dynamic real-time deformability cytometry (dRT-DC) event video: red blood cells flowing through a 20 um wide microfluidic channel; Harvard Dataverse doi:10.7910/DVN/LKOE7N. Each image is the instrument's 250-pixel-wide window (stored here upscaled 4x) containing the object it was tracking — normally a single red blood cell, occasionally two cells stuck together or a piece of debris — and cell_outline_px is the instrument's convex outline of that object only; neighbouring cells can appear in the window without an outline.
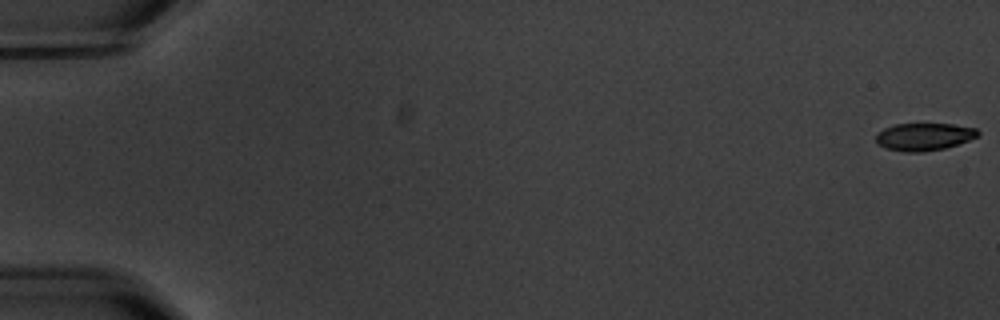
{"species": "common noctule bat (a hibernating species)", "species_latin": "Nyctalus noctula", "temperature_condition": "warm", "stored_images_in_passage": 6, "camera_frame_rate_fps": 3000, "um_per_image_px": 0.085, "animal": {"sex": "male", "body_mass_g": 20.1, "forearm_length_mm": 53.5}, "frame": {"image": 1, "passage_image": 1, "time_ms": 0.0, "image_size_px": [1000, 320], "cell_outline_px": [[980, 136], [944, 148], [924, 152], [904, 152], [884, 148], [876, 144], [876, 132], [884, 128], [896, 124], [952, 124], [976, 128], [980, 132]], "centroid_in_image_um": [78.51, 11.62], "position_along_channel_um": 6.5, "area_um2": 16.47}}
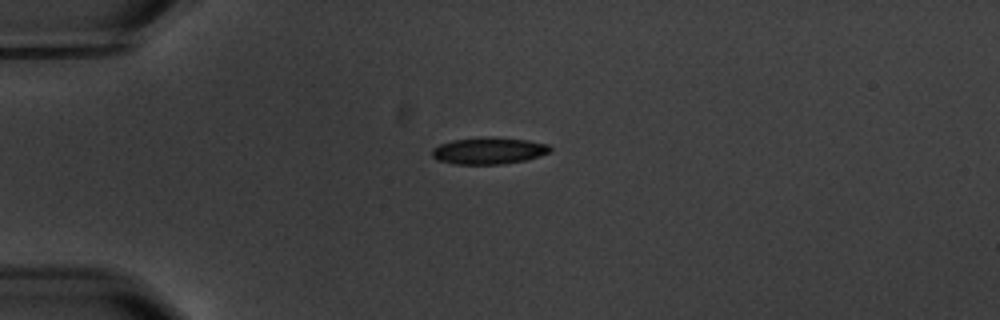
{"frame": {"image": 2, "passage_image": 5, "time_ms": 5.0, "image_size_px": [1000, 320], "cell_outline_px": [[552, 148], [548, 152], [524, 160], [500, 164], [452, 164], [436, 160], [432, 156], [432, 148], [440, 144], [452, 140], [488, 136], [528, 140], [548, 144]], "centroid_in_image_um": [41.48, 12.8], "position_along_channel_um": 43.5, "area_um2": 18.38}}